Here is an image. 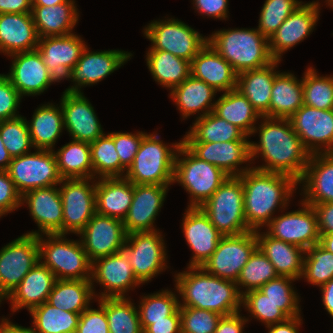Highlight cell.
<instances>
[{
  "instance_id": "6da1fadb",
  "label": "cell",
  "mask_w": 333,
  "mask_h": 333,
  "mask_svg": "<svg viewBox=\"0 0 333 333\" xmlns=\"http://www.w3.org/2000/svg\"><path fill=\"white\" fill-rule=\"evenodd\" d=\"M260 124L252 132V135L259 133V142H250V156L251 161L261 156L265 163L253 168L284 174L299 182L311 154L295 133L290 119L261 116Z\"/></svg>"
},
{
  "instance_id": "7a4b0ae2",
  "label": "cell",
  "mask_w": 333,
  "mask_h": 333,
  "mask_svg": "<svg viewBox=\"0 0 333 333\" xmlns=\"http://www.w3.org/2000/svg\"><path fill=\"white\" fill-rule=\"evenodd\" d=\"M243 184L244 212L247 226L252 230H262L281 208H287L291 197L298 188L292 177L254 169L239 176ZM283 209V210H282Z\"/></svg>"
},
{
  "instance_id": "3957f363",
  "label": "cell",
  "mask_w": 333,
  "mask_h": 333,
  "mask_svg": "<svg viewBox=\"0 0 333 333\" xmlns=\"http://www.w3.org/2000/svg\"><path fill=\"white\" fill-rule=\"evenodd\" d=\"M174 278L175 290L183 301H179V306L206 309L222 316L241 312L242 295L236 282L190 266L175 273Z\"/></svg>"
},
{
  "instance_id": "277c9868",
  "label": "cell",
  "mask_w": 333,
  "mask_h": 333,
  "mask_svg": "<svg viewBox=\"0 0 333 333\" xmlns=\"http://www.w3.org/2000/svg\"><path fill=\"white\" fill-rule=\"evenodd\" d=\"M208 43L237 74L266 67L274 61L268 39L257 28L220 29L209 35Z\"/></svg>"
},
{
  "instance_id": "5b68a950",
  "label": "cell",
  "mask_w": 333,
  "mask_h": 333,
  "mask_svg": "<svg viewBox=\"0 0 333 333\" xmlns=\"http://www.w3.org/2000/svg\"><path fill=\"white\" fill-rule=\"evenodd\" d=\"M180 142L167 145L155 132L146 134L125 176L133 184L171 185Z\"/></svg>"
},
{
  "instance_id": "8992f818",
  "label": "cell",
  "mask_w": 333,
  "mask_h": 333,
  "mask_svg": "<svg viewBox=\"0 0 333 333\" xmlns=\"http://www.w3.org/2000/svg\"><path fill=\"white\" fill-rule=\"evenodd\" d=\"M65 236L57 233L37 235L40 262L58 280H91L92 262L81 241L68 240Z\"/></svg>"
},
{
  "instance_id": "52a82bcc",
  "label": "cell",
  "mask_w": 333,
  "mask_h": 333,
  "mask_svg": "<svg viewBox=\"0 0 333 333\" xmlns=\"http://www.w3.org/2000/svg\"><path fill=\"white\" fill-rule=\"evenodd\" d=\"M228 177L222 169L196 157L183 143L179 147L173 183L178 182L190 194L188 207H201Z\"/></svg>"
},
{
  "instance_id": "ba28073f",
  "label": "cell",
  "mask_w": 333,
  "mask_h": 333,
  "mask_svg": "<svg viewBox=\"0 0 333 333\" xmlns=\"http://www.w3.org/2000/svg\"><path fill=\"white\" fill-rule=\"evenodd\" d=\"M199 208L223 236L252 231L245 219L243 184L239 176H229Z\"/></svg>"
},
{
  "instance_id": "9c48e42d",
  "label": "cell",
  "mask_w": 333,
  "mask_h": 333,
  "mask_svg": "<svg viewBox=\"0 0 333 333\" xmlns=\"http://www.w3.org/2000/svg\"><path fill=\"white\" fill-rule=\"evenodd\" d=\"M144 36L151 41L149 50H163L191 63L208 43V36L200 34L185 22L175 18L153 20L145 26Z\"/></svg>"
},
{
  "instance_id": "30bf717a",
  "label": "cell",
  "mask_w": 333,
  "mask_h": 333,
  "mask_svg": "<svg viewBox=\"0 0 333 333\" xmlns=\"http://www.w3.org/2000/svg\"><path fill=\"white\" fill-rule=\"evenodd\" d=\"M34 151L13 157L6 170L21 196L33 189L59 185L62 180L53 150Z\"/></svg>"
},
{
  "instance_id": "8fae6325",
  "label": "cell",
  "mask_w": 333,
  "mask_h": 333,
  "mask_svg": "<svg viewBox=\"0 0 333 333\" xmlns=\"http://www.w3.org/2000/svg\"><path fill=\"white\" fill-rule=\"evenodd\" d=\"M163 237L158 230L126 235L122 250L127 254L133 272L142 284L169 268L166 265L167 252Z\"/></svg>"
},
{
  "instance_id": "7c38bea8",
  "label": "cell",
  "mask_w": 333,
  "mask_h": 333,
  "mask_svg": "<svg viewBox=\"0 0 333 333\" xmlns=\"http://www.w3.org/2000/svg\"><path fill=\"white\" fill-rule=\"evenodd\" d=\"M96 179H62L63 234H79L96 213ZM92 184H91V183Z\"/></svg>"
},
{
  "instance_id": "4fadbf2b",
  "label": "cell",
  "mask_w": 333,
  "mask_h": 333,
  "mask_svg": "<svg viewBox=\"0 0 333 333\" xmlns=\"http://www.w3.org/2000/svg\"><path fill=\"white\" fill-rule=\"evenodd\" d=\"M36 235L23 234L0 250V293L7 299L38 263Z\"/></svg>"
},
{
  "instance_id": "5bb4252c",
  "label": "cell",
  "mask_w": 333,
  "mask_h": 333,
  "mask_svg": "<svg viewBox=\"0 0 333 333\" xmlns=\"http://www.w3.org/2000/svg\"><path fill=\"white\" fill-rule=\"evenodd\" d=\"M257 248L255 231L223 236L216 250L201 267L213 276L237 282L242 268Z\"/></svg>"
},
{
  "instance_id": "9a60e30c",
  "label": "cell",
  "mask_w": 333,
  "mask_h": 333,
  "mask_svg": "<svg viewBox=\"0 0 333 333\" xmlns=\"http://www.w3.org/2000/svg\"><path fill=\"white\" fill-rule=\"evenodd\" d=\"M300 204L301 209L285 214L283 212L275 216L265 227L269 236L306 250L319 243L320 233L313 207L303 201Z\"/></svg>"
},
{
  "instance_id": "2e32d148",
  "label": "cell",
  "mask_w": 333,
  "mask_h": 333,
  "mask_svg": "<svg viewBox=\"0 0 333 333\" xmlns=\"http://www.w3.org/2000/svg\"><path fill=\"white\" fill-rule=\"evenodd\" d=\"M132 53L123 50L90 51L86 46L77 64L69 71L66 79L74 85L66 88L65 92L81 93V88L97 84L124 63L130 60Z\"/></svg>"
},
{
  "instance_id": "e0dca14e",
  "label": "cell",
  "mask_w": 333,
  "mask_h": 333,
  "mask_svg": "<svg viewBox=\"0 0 333 333\" xmlns=\"http://www.w3.org/2000/svg\"><path fill=\"white\" fill-rule=\"evenodd\" d=\"M103 286L104 292L97 299L127 297L126 293L142 284L135 276L127 254L122 250L100 257L92 262L91 283ZM134 287V288H133Z\"/></svg>"
},
{
  "instance_id": "ac0fdd59",
  "label": "cell",
  "mask_w": 333,
  "mask_h": 333,
  "mask_svg": "<svg viewBox=\"0 0 333 333\" xmlns=\"http://www.w3.org/2000/svg\"><path fill=\"white\" fill-rule=\"evenodd\" d=\"M289 119L310 154L333 153V109L322 110L303 104Z\"/></svg>"
},
{
  "instance_id": "d6986e66",
  "label": "cell",
  "mask_w": 333,
  "mask_h": 333,
  "mask_svg": "<svg viewBox=\"0 0 333 333\" xmlns=\"http://www.w3.org/2000/svg\"><path fill=\"white\" fill-rule=\"evenodd\" d=\"M91 262L122 251L126 240L123 221L95 213L78 234Z\"/></svg>"
},
{
  "instance_id": "ffe728a7",
  "label": "cell",
  "mask_w": 333,
  "mask_h": 333,
  "mask_svg": "<svg viewBox=\"0 0 333 333\" xmlns=\"http://www.w3.org/2000/svg\"><path fill=\"white\" fill-rule=\"evenodd\" d=\"M320 5L318 1L304 2L268 39L269 52L274 60L282 61L283 53L302 42L313 32L319 20Z\"/></svg>"
},
{
  "instance_id": "44dd1931",
  "label": "cell",
  "mask_w": 333,
  "mask_h": 333,
  "mask_svg": "<svg viewBox=\"0 0 333 333\" xmlns=\"http://www.w3.org/2000/svg\"><path fill=\"white\" fill-rule=\"evenodd\" d=\"M9 57L12 58V65L6 76L22 97L40 95L52 83L58 82L48 71L37 49Z\"/></svg>"
},
{
  "instance_id": "7402d4cb",
  "label": "cell",
  "mask_w": 333,
  "mask_h": 333,
  "mask_svg": "<svg viewBox=\"0 0 333 333\" xmlns=\"http://www.w3.org/2000/svg\"><path fill=\"white\" fill-rule=\"evenodd\" d=\"M196 157L222 169L229 176H240L251 169L250 141L182 142ZM249 163L248 167L246 163ZM243 163L246 167H240ZM239 167V168H238Z\"/></svg>"
},
{
  "instance_id": "603a6c76",
  "label": "cell",
  "mask_w": 333,
  "mask_h": 333,
  "mask_svg": "<svg viewBox=\"0 0 333 333\" xmlns=\"http://www.w3.org/2000/svg\"><path fill=\"white\" fill-rule=\"evenodd\" d=\"M60 105L64 129L71 139L91 143L104 134L94 107L83 92L64 91Z\"/></svg>"
},
{
  "instance_id": "cb8c5ba5",
  "label": "cell",
  "mask_w": 333,
  "mask_h": 333,
  "mask_svg": "<svg viewBox=\"0 0 333 333\" xmlns=\"http://www.w3.org/2000/svg\"><path fill=\"white\" fill-rule=\"evenodd\" d=\"M182 230L187 245L193 251L190 267H201L217 248L223 235L199 207H187Z\"/></svg>"
},
{
  "instance_id": "d4e9b609",
  "label": "cell",
  "mask_w": 333,
  "mask_h": 333,
  "mask_svg": "<svg viewBox=\"0 0 333 333\" xmlns=\"http://www.w3.org/2000/svg\"><path fill=\"white\" fill-rule=\"evenodd\" d=\"M171 185L133 184V199L124 219L126 234L158 230L154 226L156 216Z\"/></svg>"
},
{
  "instance_id": "484cf974",
  "label": "cell",
  "mask_w": 333,
  "mask_h": 333,
  "mask_svg": "<svg viewBox=\"0 0 333 333\" xmlns=\"http://www.w3.org/2000/svg\"><path fill=\"white\" fill-rule=\"evenodd\" d=\"M21 203L28 205L39 228L25 234H63V204L58 185L30 190L21 197Z\"/></svg>"
},
{
  "instance_id": "4316f807",
  "label": "cell",
  "mask_w": 333,
  "mask_h": 333,
  "mask_svg": "<svg viewBox=\"0 0 333 333\" xmlns=\"http://www.w3.org/2000/svg\"><path fill=\"white\" fill-rule=\"evenodd\" d=\"M86 46L81 36L72 33L39 38L36 49L41 54L48 71L60 82L67 78Z\"/></svg>"
},
{
  "instance_id": "83f0119b",
  "label": "cell",
  "mask_w": 333,
  "mask_h": 333,
  "mask_svg": "<svg viewBox=\"0 0 333 333\" xmlns=\"http://www.w3.org/2000/svg\"><path fill=\"white\" fill-rule=\"evenodd\" d=\"M300 184L304 203L333 202V153L311 154Z\"/></svg>"
},
{
  "instance_id": "f1b7e54d",
  "label": "cell",
  "mask_w": 333,
  "mask_h": 333,
  "mask_svg": "<svg viewBox=\"0 0 333 333\" xmlns=\"http://www.w3.org/2000/svg\"><path fill=\"white\" fill-rule=\"evenodd\" d=\"M190 71L193 77L204 81L217 92L236 89L237 73L209 43L192 59Z\"/></svg>"
},
{
  "instance_id": "f546056e",
  "label": "cell",
  "mask_w": 333,
  "mask_h": 333,
  "mask_svg": "<svg viewBox=\"0 0 333 333\" xmlns=\"http://www.w3.org/2000/svg\"><path fill=\"white\" fill-rule=\"evenodd\" d=\"M38 40L32 13L0 14V53L10 56L35 50Z\"/></svg>"
},
{
  "instance_id": "4dcf8cb0",
  "label": "cell",
  "mask_w": 333,
  "mask_h": 333,
  "mask_svg": "<svg viewBox=\"0 0 333 333\" xmlns=\"http://www.w3.org/2000/svg\"><path fill=\"white\" fill-rule=\"evenodd\" d=\"M56 280L55 275L38 262L7 298L11 304V311L15 313L23 308L30 311L47 302Z\"/></svg>"
},
{
  "instance_id": "1f68e13d",
  "label": "cell",
  "mask_w": 333,
  "mask_h": 333,
  "mask_svg": "<svg viewBox=\"0 0 333 333\" xmlns=\"http://www.w3.org/2000/svg\"><path fill=\"white\" fill-rule=\"evenodd\" d=\"M97 180L96 213L124 221L133 199V183L126 177Z\"/></svg>"
},
{
  "instance_id": "d6a6232c",
  "label": "cell",
  "mask_w": 333,
  "mask_h": 333,
  "mask_svg": "<svg viewBox=\"0 0 333 333\" xmlns=\"http://www.w3.org/2000/svg\"><path fill=\"white\" fill-rule=\"evenodd\" d=\"M259 250L269 259L278 276L300 279L303 273L305 250L256 230Z\"/></svg>"
},
{
  "instance_id": "836d02e7",
  "label": "cell",
  "mask_w": 333,
  "mask_h": 333,
  "mask_svg": "<svg viewBox=\"0 0 333 333\" xmlns=\"http://www.w3.org/2000/svg\"><path fill=\"white\" fill-rule=\"evenodd\" d=\"M280 60H274L268 66L246 70L237 74L236 89L244 95L253 108L264 116L269 111L272 85Z\"/></svg>"
},
{
  "instance_id": "e575fe53",
  "label": "cell",
  "mask_w": 333,
  "mask_h": 333,
  "mask_svg": "<svg viewBox=\"0 0 333 333\" xmlns=\"http://www.w3.org/2000/svg\"><path fill=\"white\" fill-rule=\"evenodd\" d=\"M216 93L217 91L207 83L190 75L173 88L169 96L175 102L182 118L186 119L196 113H200L196 118L211 113L214 110L216 101L212 103V100L215 99Z\"/></svg>"
},
{
  "instance_id": "d590c367",
  "label": "cell",
  "mask_w": 333,
  "mask_h": 333,
  "mask_svg": "<svg viewBox=\"0 0 333 333\" xmlns=\"http://www.w3.org/2000/svg\"><path fill=\"white\" fill-rule=\"evenodd\" d=\"M74 0L55 6H32V17L39 38L64 36L73 33L79 19Z\"/></svg>"
},
{
  "instance_id": "8d00e7d4",
  "label": "cell",
  "mask_w": 333,
  "mask_h": 333,
  "mask_svg": "<svg viewBox=\"0 0 333 333\" xmlns=\"http://www.w3.org/2000/svg\"><path fill=\"white\" fill-rule=\"evenodd\" d=\"M303 104L302 79L279 71L272 85L269 111L264 116L289 119Z\"/></svg>"
},
{
  "instance_id": "74e56055",
  "label": "cell",
  "mask_w": 333,
  "mask_h": 333,
  "mask_svg": "<svg viewBox=\"0 0 333 333\" xmlns=\"http://www.w3.org/2000/svg\"><path fill=\"white\" fill-rule=\"evenodd\" d=\"M34 149L54 150L57 139L64 129L63 112L53 103H45L35 109L32 119L27 121Z\"/></svg>"
},
{
  "instance_id": "f35d334b",
  "label": "cell",
  "mask_w": 333,
  "mask_h": 333,
  "mask_svg": "<svg viewBox=\"0 0 333 333\" xmlns=\"http://www.w3.org/2000/svg\"><path fill=\"white\" fill-rule=\"evenodd\" d=\"M215 101L213 112L217 116L238 127L247 137L252 135L261 116L244 95L234 89L224 92Z\"/></svg>"
},
{
  "instance_id": "ab89813d",
  "label": "cell",
  "mask_w": 333,
  "mask_h": 333,
  "mask_svg": "<svg viewBox=\"0 0 333 333\" xmlns=\"http://www.w3.org/2000/svg\"><path fill=\"white\" fill-rule=\"evenodd\" d=\"M91 280H56L47 302L64 311L81 314L96 298Z\"/></svg>"
},
{
  "instance_id": "60d3db41",
  "label": "cell",
  "mask_w": 333,
  "mask_h": 333,
  "mask_svg": "<svg viewBox=\"0 0 333 333\" xmlns=\"http://www.w3.org/2000/svg\"><path fill=\"white\" fill-rule=\"evenodd\" d=\"M146 63L153 79L172 90L191 75L190 62L163 50H148Z\"/></svg>"
},
{
  "instance_id": "b9f144b4",
  "label": "cell",
  "mask_w": 333,
  "mask_h": 333,
  "mask_svg": "<svg viewBox=\"0 0 333 333\" xmlns=\"http://www.w3.org/2000/svg\"><path fill=\"white\" fill-rule=\"evenodd\" d=\"M182 142L250 141L236 126L217 116L213 111L196 118Z\"/></svg>"
},
{
  "instance_id": "7bdbcfd3",
  "label": "cell",
  "mask_w": 333,
  "mask_h": 333,
  "mask_svg": "<svg viewBox=\"0 0 333 333\" xmlns=\"http://www.w3.org/2000/svg\"><path fill=\"white\" fill-rule=\"evenodd\" d=\"M57 169L62 179L93 178L90 144L71 140L54 151Z\"/></svg>"
},
{
  "instance_id": "ee69618b",
  "label": "cell",
  "mask_w": 333,
  "mask_h": 333,
  "mask_svg": "<svg viewBox=\"0 0 333 333\" xmlns=\"http://www.w3.org/2000/svg\"><path fill=\"white\" fill-rule=\"evenodd\" d=\"M33 333H76L80 314L64 311L44 302L29 311Z\"/></svg>"
},
{
  "instance_id": "f6af8a7d",
  "label": "cell",
  "mask_w": 333,
  "mask_h": 333,
  "mask_svg": "<svg viewBox=\"0 0 333 333\" xmlns=\"http://www.w3.org/2000/svg\"><path fill=\"white\" fill-rule=\"evenodd\" d=\"M89 144L91 149L93 178L100 179L125 176L127 169L120 163V158L115 149L113 132L108 134L104 133Z\"/></svg>"
},
{
  "instance_id": "bcb514c9",
  "label": "cell",
  "mask_w": 333,
  "mask_h": 333,
  "mask_svg": "<svg viewBox=\"0 0 333 333\" xmlns=\"http://www.w3.org/2000/svg\"><path fill=\"white\" fill-rule=\"evenodd\" d=\"M130 298H105L109 333H143L138 309Z\"/></svg>"
},
{
  "instance_id": "7dc6e473",
  "label": "cell",
  "mask_w": 333,
  "mask_h": 333,
  "mask_svg": "<svg viewBox=\"0 0 333 333\" xmlns=\"http://www.w3.org/2000/svg\"><path fill=\"white\" fill-rule=\"evenodd\" d=\"M178 298L177 294L168 289L142 296L137 309L143 332L151 325V321L167 320L179 308Z\"/></svg>"
},
{
  "instance_id": "c3c4849f",
  "label": "cell",
  "mask_w": 333,
  "mask_h": 333,
  "mask_svg": "<svg viewBox=\"0 0 333 333\" xmlns=\"http://www.w3.org/2000/svg\"><path fill=\"white\" fill-rule=\"evenodd\" d=\"M304 105L322 109H333V75L319 76L313 67L307 68L302 77Z\"/></svg>"
},
{
  "instance_id": "681fc988",
  "label": "cell",
  "mask_w": 333,
  "mask_h": 333,
  "mask_svg": "<svg viewBox=\"0 0 333 333\" xmlns=\"http://www.w3.org/2000/svg\"><path fill=\"white\" fill-rule=\"evenodd\" d=\"M278 277L274 266L269 259L257 248L246 265L242 268L239 278L236 282L241 295L258 290L268 281ZM241 286V287H240ZM245 290H240V288Z\"/></svg>"
},
{
  "instance_id": "f907efd6",
  "label": "cell",
  "mask_w": 333,
  "mask_h": 333,
  "mask_svg": "<svg viewBox=\"0 0 333 333\" xmlns=\"http://www.w3.org/2000/svg\"><path fill=\"white\" fill-rule=\"evenodd\" d=\"M313 286L326 284L333 278V254L319 243L305 250L302 277Z\"/></svg>"
},
{
  "instance_id": "816d5d0a",
  "label": "cell",
  "mask_w": 333,
  "mask_h": 333,
  "mask_svg": "<svg viewBox=\"0 0 333 333\" xmlns=\"http://www.w3.org/2000/svg\"><path fill=\"white\" fill-rule=\"evenodd\" d=\"M292 281H296V279L287 276H278L258 289L269 297L270 300L278 304L279 309L289 318L301 315V306L299 303L301 299L294 287H292Z\"/></svg>"
},
{
  "instance_id": "f5cc1de1",
  "label": "cell",
  "mask_w": 333,
  "mask_h": 333,
  "mask_svg": "<svg viewBox=\"0 0 333 333\" xmlns=\"http://www.w3.org/2000/svg\"><path fill=\"white\" fill-rule=\"evenodd\" d=\"M303 3L299 0H266L260 12L257 30L269 39Z\"/></svg>"
},
{
  "instance_id": "db71d44e",
  "label": "cell",
  "mask_w": 333,
  "mask_h": 333,
  "mask_svg": "<svg viewBox=\"0 0 333 333\" xmlns=\"http://www.w3.org/2000/svg\"><path fill=\"white\" fill-rule=\"evenodd\" d=\"M0 136L11 157H17L31 152L33 148L26 118L2 120L0 122Z\"/></svg>"
},
{
  "instance_id": "11a10c76",
  "label": "cell",
  "mask_w": 333,
  "mask_h": 333,
  "mask_svg": "<svg viewBox=\"0 0 333 333\" xmlns=\"http://www.w3.org/2000/svg\"><path fill=\"white\" fill-rule=\"evenodd\" d=\"M242 307L265 326L283 322L289 317L259 290H252L242 295Z\"/></svg>"
},
{
  "instance_id": "9f6ffc18",
  "label": "cell",
  "mask_w": 333,
  "mask_h": 333,
  "mask_svg": "<svg viewBox=\"0 0 333 333\" xmlns=\"http://www.w3.org/2000/svg\"><path fill=\"white\" fill-rule=\"evenodd\" d=\"M181 333H214L222 315L194 307L179 306Z\"/></svg>"
},
{
  "instance_id": "6f0895ef",
  "label": "cell",
  "mask_w": 333,
  "mask_h": 333,
  "mask_svg": "<svg viewBox=\"0 0 333 333\" xmlns=\"http://www.w3.org/2000/svg\"><path fill=\"white\" fill-rule=\"evenodd\" d=\"M98 304V309L89 307L80 314L76 333H109L105 298L98 299Z\"/></svg>"
},
{
  "instance_id": "680465c9",
  "label": "cell",
  "mask_w": 333,
  "mask_h": 333,
  "mask_svg": "<svg viewBox=\"0 0 333 333\" xmlns=\"http://www.w3.org/2000/svg\"><path fill=\"white\" fill-rule=\"evenodd\" d=\"M147 133L137 131L136 133L129 132H113V140L115 149L120 158V163L128 169L132 164L133 159L138 152L142 138Z\"/></svg>"
},
{
  "instance_id": "91938a15",
  "label": "cell",
  "mask_w": 333,
  "mask_h": 333,
  "mask_svg": "<svg viewBox=\"0 0 333 333\" xmlns=\"http://www.w3.org/2000/svg\"><path fill=\"white\" fill-rule=\"evenodd\" d=\"M22 98L6 74H0V122L21 116L17 110Z\"/></svg>"
},
{
  "instance_id": "94428289",
  "label": "cell",
  "mask_w": 333,
  "mask_h": 333,
  "mask_svg": "<svg viewBox=\"0 0 333 333\" xmlns=\"http://www.w3.org/2000/svg\"><path fill=\"white\" fill-rule=\"evenodd\" d=\"M21 197L7 171L0 170V217L22 206Z\"/></svg>"
},
{
  "instance_id": "6125c7cd",
  "label": "cell",
  "mask_w": 333,
  "mask_h": 333,
  "mask_svg": "<svg viewBox=\"0 0 333 333\" xmlns=\"http://www.w3.org/2000/svg\"><path fill=\"white\" fill-rule=\"evenodd\" d=\"M194 9L201 15L215 19L228 18V0H193Z\"/></svg>"
},
{
  "instance_id": "be15d7a7",
  "label": "cell",
  "mask_w": 333,
  "mask_h": 333,
  "mask_svg": "<svg viewBox=\"0 0 333 333\" xmlns=\"http://www.w3.org/2000/svg\"><path fill=\"white\" fill-rule=\"evenodd\" d=\"M143 333H181L179 308L167 320L151 321V325Z\"/></svg>"
},
{
  "instance_id": "e7e4bbea",
  "label": "cell",
  "mask_w": 333,
  "mask_h": 333,
  "mask_svg": "<svg viewBox=\"0 0 333 333\" xmlns=\"http://www.w3.org/2000/svg\"><path fill=\"white\" fill-rule=\"evenodd\" d=\"M311 206L316 212L320 236L333 233V202Z\"/></svg>"
},
{
  "instance_id": "03108f58",
  "label": "cell",
  "mask_w": 333,
  "mask_h": 333,
  "mask_svg": "<svg viewBox=\"0 0 333 333\" xmlns=\"http://www.w3.org/2000/svg\"><path fill=\"white\" fill-rule=\"evenodd\" d=\"M249 322L240 312L222 316L214 333H243L244 325Z\"/></svg>"
},
{
  "instance_id": "003e7915",
  "label": "cell",
  "mask_w": 333,
  "mask_h": 333,
  "mask_svg": "<svg viewBox=\"0 0 333 333\" xmlns=\"http://www.w3.org/2000/svg\"><path fill=\"white\" fill-rule=\"evenodd\" d=\"M32 0H0V14L31 13Z\"/></svg>"
},
{
  "instance_id": "a7ac6f4b",
  "label": "cell",
  "mask_w": 333,
  "mask_h": 333,
  "mask_svg": "<svg viewBox=\"0 0 333 333\" xmlns=\"http://www.w3.org/2000/svg\"><path fill=\"white\" fill-rule=\"evenodd\" d=\"M301 315L288 318L287 320L266 326L268 333H299V327L301 325Z\"/></svg>"
},
{
  "instance_id": "89a4df30",
  "label": "cell",
  "mask_w": 333,
  "mask_h": 333,
  "mask_svg": "<svg viewBox=\"0 0 333 333\" xmlns=\"http://www.w3.org/2000/svg\"><path fill=\"white\" fill-rule=\"evenodd\" d=\"M322 291V302L326 311L333 318V278L320 287Z\"/></svg>"
},
{
  "instance_id": "2644e50d",
  "label": "cell",
  "mask_w": 333,
  "mask_h": 333,
  "mask_svg": "<svg viewBox=\"0 0 333 333\" xmlns=\"http://www.w3.org/2000/svg\"><path fill=\"white\" fill-rule=\"evenodd\" d=\"M0 323V333H33L31 327H23L12 323L8 318H2Z\"/></svg>"
},
{
  "instance_id": "8c879c8a",
  "label": "cell",
  "mask_w": 333,
  "mask_h": 333,
  "mask_svg": "<svg viewBox=\"0 0 333 333\" xmlns=\"http://www.w3.org/2000/svg\"><path fill=\"white\" fill-rule=\"evenodd\" d=\"M11 160H12V157L9 154L6 147L4 146L1 136H0V170H7Z\"/></svg>"
},
{
  "instance_id": "753ad0ef",
  "label": "cell",
  "mask_w": 333,
  "mask_h": 333,
  "mask_svg": "<svg viewBox=\"0 0 333 333\" xmlns=\"http://www.w3.org/2000/svg\"><path fill=\"white\" fill-rule=\"evenodd\" d=\"M319 244L333 254V233L320 236Z\"/></svg>"
},
{
  "instance_id": "34e18365",
  "label": "cell",
  "mask_w": 333,
  "mask_h": 333,
  "mask_svg": "<svg viewBox=\"0 0 333 333\" xmlns=\"http://www.w3.org/2000/svg\"><path fill=\"white\" fill-rule=\"evenodd\" d=\"M67 0H32V6H55L56 4L65 3Z\"/></svg>"
},
{
  "instance_id": "11e5206c",
  "label": "cell",
  "mask_w": 333,
  "mask_h": 333,
  "mask_svg": "<svg viewBox=\"0 0 333 333\" xmlns=\"http://www.w3.org/2000/svg\"><path fill=\"white\" fill-rule=\"evenodd\" d=\"M325 2H326V6H330V8L332 7V9H333V0H325Z\"/></svg>"
},
{
  "instance_id": "2a66077c",
  "label": "cell",
  "mask_w": 333,
  "mask_h": 333,
  "mask_svg": "<svg viewBox=\"0 0 333 333\" xmlns=\"http://www.w3.org/2000/svg\"><path fill=\"white\" fill-rule=\"evenodd\" d=\"M6 300V298L0 293V304L2 303L3 300Z\"/></svg>"
}]
</instances>
